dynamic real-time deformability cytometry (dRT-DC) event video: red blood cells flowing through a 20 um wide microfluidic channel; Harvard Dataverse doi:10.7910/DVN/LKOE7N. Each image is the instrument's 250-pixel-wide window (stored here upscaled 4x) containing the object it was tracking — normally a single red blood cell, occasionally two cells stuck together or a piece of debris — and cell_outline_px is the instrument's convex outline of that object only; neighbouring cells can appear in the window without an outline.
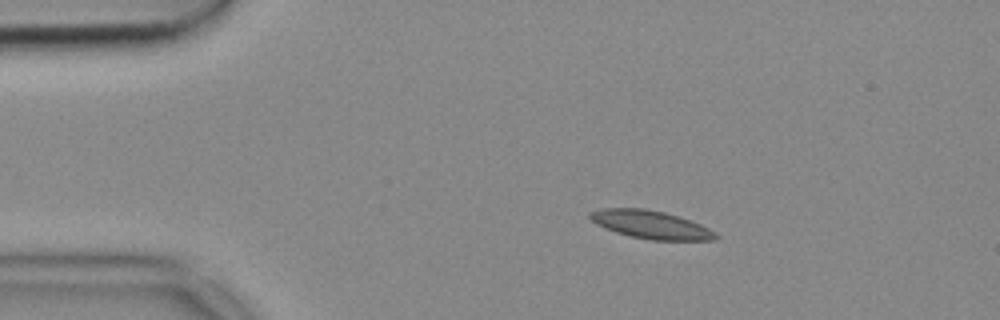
{"species": "common noctule bat (a hibernating species)", "species_latin": "Nyctalus noctula", "temperature_condition": "cold", "stored_images_in_passage": 53, "camera_frame_rate_fps": 3000, "um_per_image_px": 0.085, "animal": {"sex": "female", "body_mass_g": 18.4}, "frame": {"image": 1, "passage_image": 9, "time_ms": 2.667, "image_size_px": [1000, 320], "cell_outline_px": [[720, 236], [716, 240], [648, 240], [616, 232], [604, 228], [596, 224], [588, 216], [588, 212], [604, 208], [644, 208], [664, 212], [700, 224], [716, 232]], "centroid_in_image_um": [55.31, 19.1], "position_along_channel_um": 29.7, "area_um2": 20.52}}
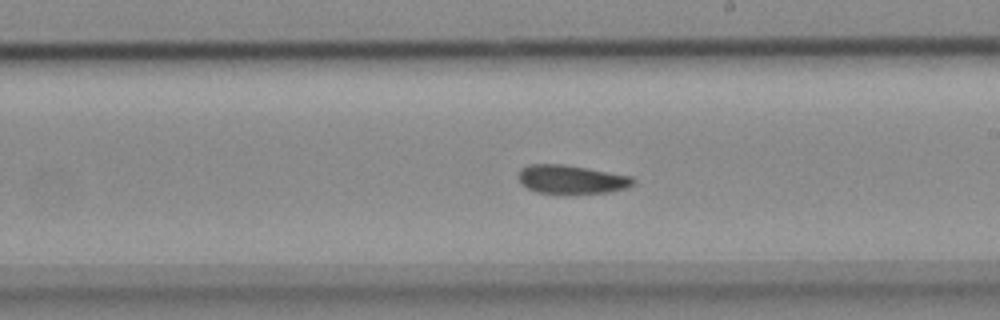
{"frame": {"image": 2, "passage_image": 30, "time_ms": 9.667, "image_size_px": [1000, 320], "cell_outline_px": [[636, 184], [628, 188], [608, 192], [568, 196], [564, 196], [536, 192], [520, 184], [516, 176], [520, 168], [528, 164], [564, 164], [632, 176], [636, 180]], "centroid_in_image_um": [48.55, 15.29], "position_along_channel_um": 240.5, "area_um2": 20.23}}
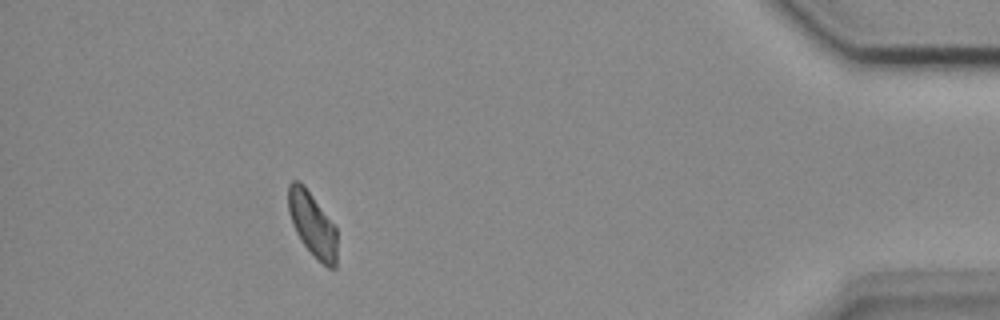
{"frame": {"image": 3, "passage_image": 48, "time_ms": 15.667, "image_size_px": [1000, 320], "cell_outline_px": [[336, 268], [328, 268], [304, 244], [296, 232], [292, 224], [288, 212], [288, 184], [292, 180], [300, 180], [304, 184], [336, 228]], "centroid_in_image_um": [26.52, 19.01], "position_along_channel_um": 408.7, "area_um2": 17.98}}